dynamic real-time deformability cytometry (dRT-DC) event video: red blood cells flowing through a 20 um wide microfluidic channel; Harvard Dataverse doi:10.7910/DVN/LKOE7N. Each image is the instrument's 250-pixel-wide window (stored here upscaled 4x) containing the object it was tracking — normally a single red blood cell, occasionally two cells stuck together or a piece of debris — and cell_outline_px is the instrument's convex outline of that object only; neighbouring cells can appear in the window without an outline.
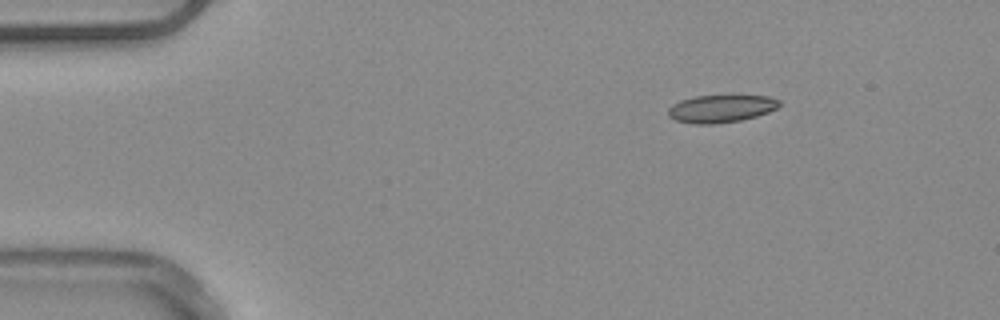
{"species": "common noctule bat (a hibernating species)", "species_latin": "Nyctalus noctula", "temperature_condition": "warm", "stored_images_in_passage": 45, "camera_frame_rate_fps": 3000, "um_per_image_px": 0.085, "animal": {"sex": "male", "body_mass_g": 20.4}, "frame": {"image": 1, "passage_image": 1, "time_ms": 0.0, "image_size_px": [1000, 320], "cell_outline_px": [[780, 104], [776, 108], [768, 112], [756, 116], [740, 120], [712, 124], [692, 124], [676, 120], [668, 116], [668, 108], [672, 104], [680, 100], [696, 96], [768, 96], [780, 100]], "centroid_in_image_um": [61.25, 9.24], "position_along_channel_um": 23.7, "area_um2": 17.74}}
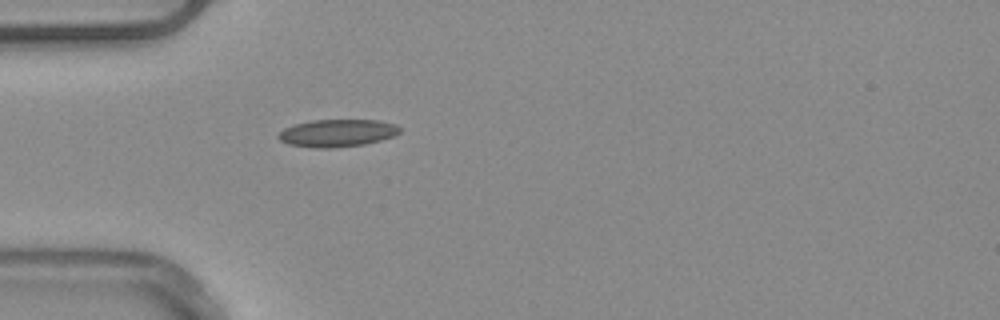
{"frame": {"image": 2, "passage_image": 9, "time_ms": 2.667, "image_size_px": [1000, 320], "cell_outline_px": [[400, 132], [396, 136], [364, 144], [332, 148], [312, 148], [288, 144], [280, 140], [276, 136], [284, 128], [296, 124], [312, 120], [380, 120], [396, 124], [400, 128]], "centroid_in_image_um": [28.68, 11.31], "position_along_channel_um": 56.3, "area_um2": 19.54}, "authors_computed_cell_mechanics": {"area_um2": 18.0914, "velocity_mm_per_s": 3.9066, "shape_relaxation_time_tau1_ms": null, "shape_relaxation_time_tau2_ms": 2.3792, "deformation_change_tau1": null, "deformation_change_tau2": 0.0805}}